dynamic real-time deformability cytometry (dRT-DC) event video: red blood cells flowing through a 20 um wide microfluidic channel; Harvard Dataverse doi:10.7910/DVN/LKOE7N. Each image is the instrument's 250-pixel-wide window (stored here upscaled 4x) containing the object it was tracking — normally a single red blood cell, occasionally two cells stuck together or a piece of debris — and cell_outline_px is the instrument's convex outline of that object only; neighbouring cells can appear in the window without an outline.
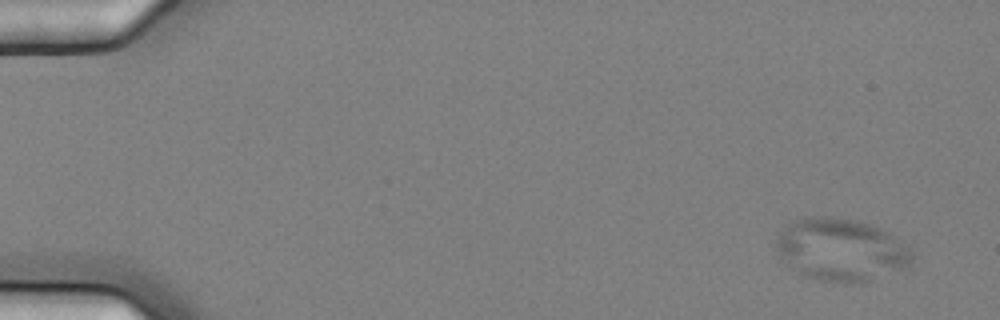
{"species": "common noctule bat (a hibernating species)", "species_latin": "Nyctalus noctula", "temperature_condition": "cold", "stored_images_in_passage": 5, "camera_frame_rate_fps": 3000, "um_per_image_px": 0.085, "animal": {"sex": "female", "body_mass_g": 25.1}, "frame": {"image": 1, "passage_image": 1, "time_ms": 0.0, "image_size_px": [1000, 320], "cell_outline_px": [[912, 260], [900, 268], [860, 284], [820, 280], [808, 276], [792, 268], [780, 256], [776, 248], [776, 240], [780, 232], [796, 220], [808, 216], [824, 216], [860, 220], [880, 228], [888, 232], [912, 248]], "centroid_in_image_um": [71.49, 21.2], "position_along_channel_um": 13.5, "area_um2": 48.9}}
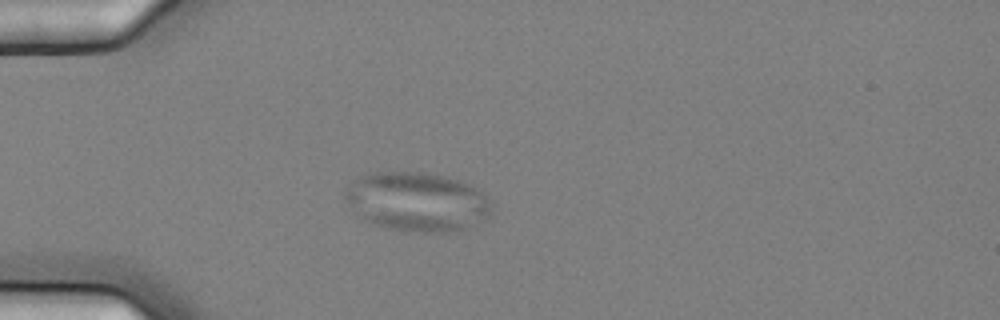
{"frame": {"image": 2, "passage_image": 5, "time_ms": 1.333, "image_size_px": [1000, 320], "cell_outline_px": [[492, 204], [488, 216], [476, 224], [452, 232], [420, 232], [392, 228], [376, 224], [364, 220], [348, 204], [344, 196], [344, 188], [352, 180], [364, 172], [420, 172], [440, 176], [456, 180], [468, 184], [476, 188]], "centroid_in_image_um": [35.38, 17.13], "position_along_channel_um": 49.6, "area_um2": 50.11}}